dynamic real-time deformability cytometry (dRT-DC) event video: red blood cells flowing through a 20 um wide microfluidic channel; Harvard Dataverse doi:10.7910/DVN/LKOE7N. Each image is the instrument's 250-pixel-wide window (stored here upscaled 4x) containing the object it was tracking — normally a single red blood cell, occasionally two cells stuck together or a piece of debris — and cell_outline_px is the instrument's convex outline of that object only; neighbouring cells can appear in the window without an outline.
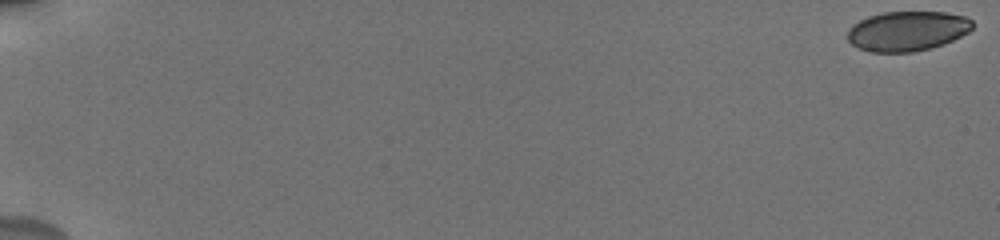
{"species": "human", "species_latin": "Homo sapiens", "temperature_condition": "cold", "stored_images_in_passage": 8, "camera_frame_rate_fps": 3000, "um_per_image_px": 0.085, "donor": {"sex": "male"}, "frame": {"image": 1, "passage_image": 1, "time_ms": 0.0, "image_size_px": [1000, 240], "cell_outline_px": [[972, 28], [968, 32], [944, 44], [932, 48], [912, 52], [868, 52], [856, 48], [848, 40], [848, 28], [852, 24], [868, 16], [884, 12], [944, 12], [964, 16], [972, 20]], "centroid_in_image_um": [77.08, 2.65], "position_along_channel_um": 7.9, "area_um2": 29.13}}
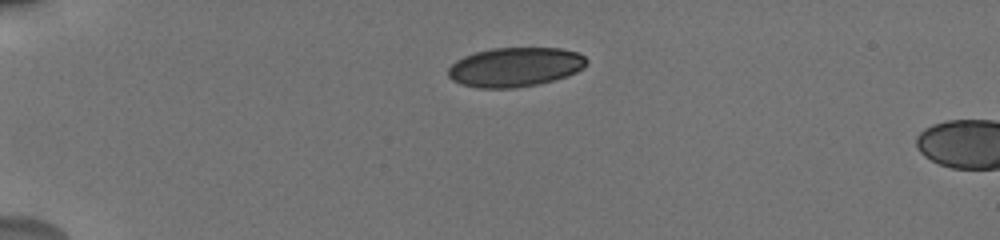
{"frame": {"image": 2, "passage_image": 7, "time_ms": 5.0, "image_size_px": [1000, 240], "cell_outline_px": [[588, 64], [584, 68], [568, 76], [540, 84], [516, 88], [476, 88], [460, 84], [452, 80], [448, 76], [448, 68], [456, 60], [464, 56], [476, 52], [492, 48], [560, 48], [576, 52], [584, 56], [588, 60]], "centroid_in_image_um": [43.79, 5.71], "position_along_channel_um": 41.2, "area_um2": 32.02}}